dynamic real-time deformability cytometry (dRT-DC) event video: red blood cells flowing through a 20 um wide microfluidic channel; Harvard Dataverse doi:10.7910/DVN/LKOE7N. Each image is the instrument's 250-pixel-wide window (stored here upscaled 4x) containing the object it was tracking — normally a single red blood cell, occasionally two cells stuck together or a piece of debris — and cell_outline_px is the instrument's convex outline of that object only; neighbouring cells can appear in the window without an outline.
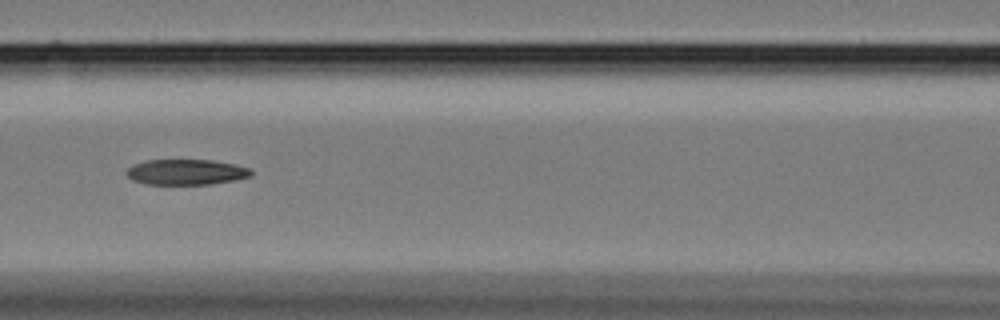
{"species": "Egyptian fruit bat (a non-hibernating species)", "species_latin": "Rousettus aegyptiacus", "temperature_condition": "cold", "stored_images_in_passage": 23, "camera_frame_rate_fps": 3000, "um_per_image_px": 0.085, "animal": {"sex": "female"}, "frame": {"image": 1, "passage_image": 10, "time_ms": 3.0, "image_size_px": [1000, 320], "cell_outline_px": [[252, 176], [236, 180], [208, 184], [144, 184], [132, 180], [124, 172], [132, 164], [148, 160], [212, 160], [236, 164], [252, 168]], "centroid_in_image_um": [15.84, 14.62], "position_along_channel_um": 150.8, "area_um2": 18.73}}
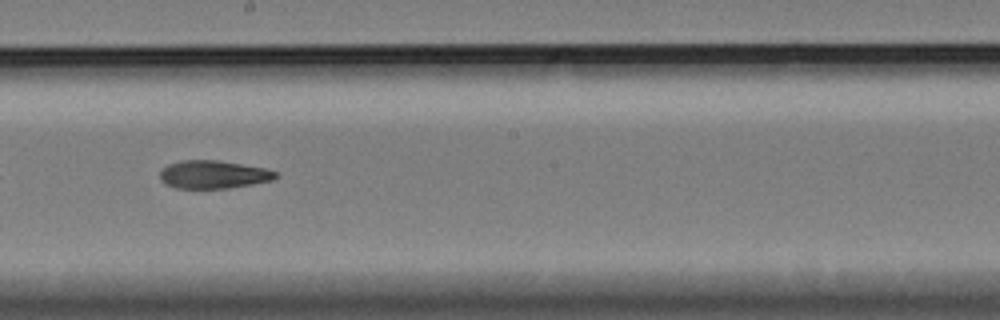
{"frame": {"image": 2, "passage_image": 17, "time_ms": 5.333, "image_size_px": [1000, 320], "cell_outline_px": [[276, 176], [272, 180], [228, 188], [176, 188], [164, 184], [160, 180], [160, 172], [168, 164], [184, 160], [216, 160], [264, 168], [276, 172]], "centroid_in_image_um": [18.08, 14.83], "position_along_channel_um": 230.1, "area_um2": 18.61}}